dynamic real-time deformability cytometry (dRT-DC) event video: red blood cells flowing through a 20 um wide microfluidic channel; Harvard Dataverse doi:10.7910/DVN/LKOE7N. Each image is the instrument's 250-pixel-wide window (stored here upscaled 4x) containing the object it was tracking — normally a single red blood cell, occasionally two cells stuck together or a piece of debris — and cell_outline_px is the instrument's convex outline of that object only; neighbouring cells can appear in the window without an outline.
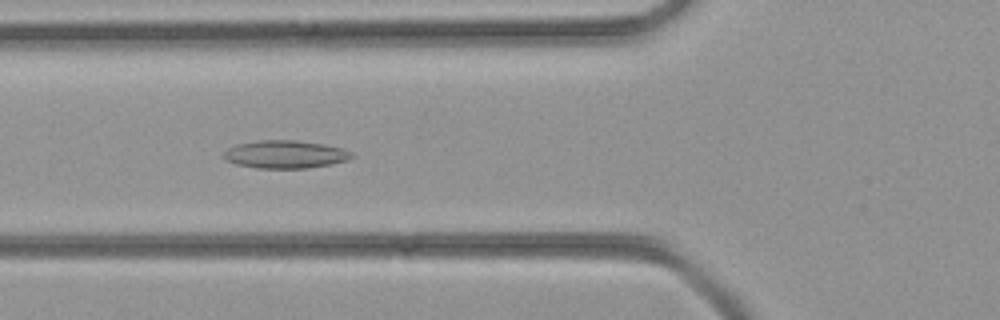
{"species": "common noctule bat (a hibernating species)", "species_latin": "Nyctalus noctula", "temperature_condition": "room temperature", "stored_images_in_passage": 50, "camera_frame_rate_fps": 3000, "um_per_image_px": 0.085, "animal": {"sex": "female", "body_mass_g": 21.9}, "frame": {"image": 1, "passage_image": 18, "time_ms": 5.667, "image_size_px": [1000, 320], "cell_outline_px": [[352, 156], [348, 160], [332, 164], [308, 168], [256, 168], [236, 164], [224, 160], [224, 152], [228, 148], [236, 144], [256, 140], [296, 140], [324, 144], [344, 148], [352, 152]], "centroid_in_image_um": [24.24, 13.11], "position_along_channel_um": 101.6, "area_um2": 20.98}}
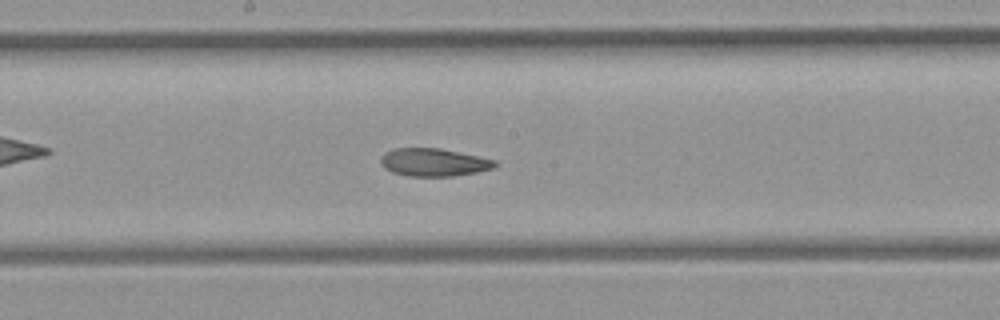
{"frame": {"image": 2, "passage_image": 26, "time_ms": 8.333, "image_size_px": [1000, 320], "cell_outline_px": [[496, 164], [492, 168], [476, 172], [452, 176], [408, 176], [392, 172], [384, 168], [380, 164], [380, 156], [384, 152], [396, 148], [440, 148], [496, 160]], "centroid_in_image_um": [36.8, 13.79], "position_along_channel_um": 211.4, "area_um2": 18.5}}
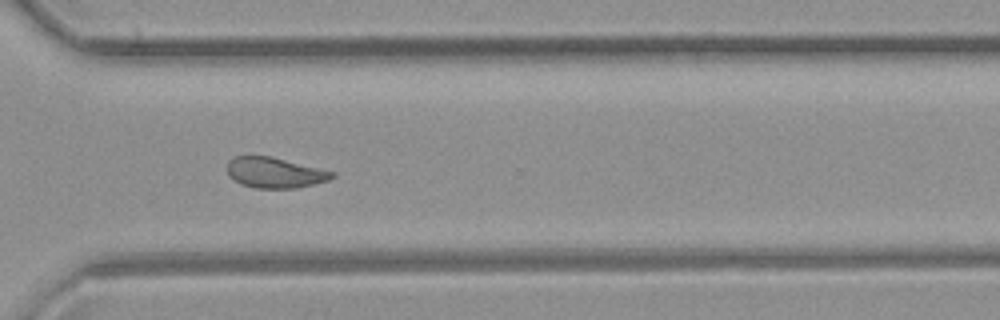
{"frame": {"image": 3, "passage_image": 36, "time_ms": 11.667, "image_size_px": [1000, 320], "cell_outline_px": [[336, 176], [328, 180], [296, 188], [256, 188], [240, 184], [232, 180], [228, 176], [228, 160], [236, 156], [272, 156], [336, 172]], "centroid_in_image_um": [23.35, 14.67], "position_along_channel_um": 347.2, "area_um2": 18.79}}